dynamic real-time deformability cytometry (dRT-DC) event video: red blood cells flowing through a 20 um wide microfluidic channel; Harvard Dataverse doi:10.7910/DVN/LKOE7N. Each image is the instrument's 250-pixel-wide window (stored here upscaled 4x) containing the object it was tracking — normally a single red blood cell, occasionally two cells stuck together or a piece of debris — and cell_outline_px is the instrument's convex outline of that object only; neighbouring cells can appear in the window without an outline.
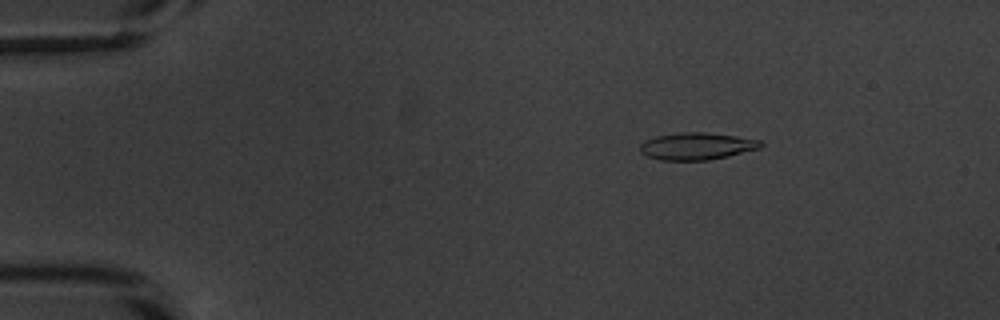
{"species": "common noctule bat (a hibernating species)", "species_latin": "Nyctalus noctula", "temperature_condition": "warm", "stored_images_in_passage": 53, "camera_frame_rate_fps": 3000, "um_per_image_px": 0.085, "animal": {"sex": "male", "body_mass_g": 20.1, "forearm_length_mm": 53.5}, "frame": {"image": 1, "passage_image": 9, "time_ms": 2.667, "image_size_px": [1000, 320], "cell_outline_px": [[764, 144], [760, 148], [728, 156], [708, 160], [660, 160], [648, 156], [640, 152], [640, 144], [644, 140], [656, 136], [680, 132], [704, 132], [736, 136], [760, 140]], "centroid_in_image_um": [59.21, 12.42], "position_along_channel_um": 25.8, "area_um2": 19.07}}
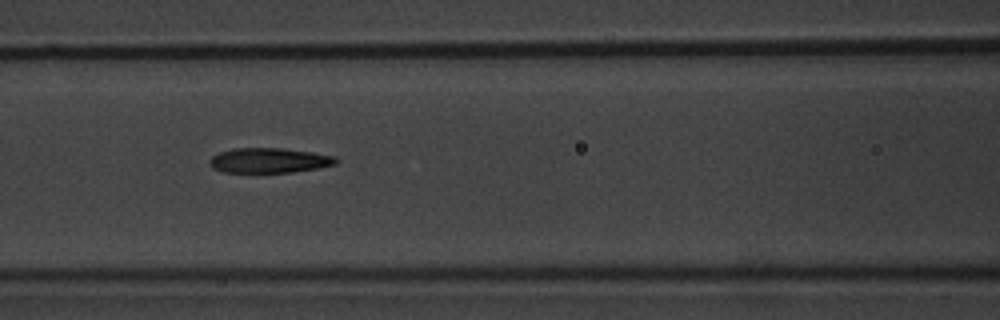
{"frame": {"image": 2, "passage_image": 24, "time_ms": 7.667, "image_size_px": [1000, 320], "cell_outline_px": [[340, 160], [336, 164], [316, 168], [292, 172], [224, 172], [212, 168], [208, 164], [208, 160], [212, 156], [220, 152], [236, 148], [280, 148], [312, 152], [336, 156]], "centroid_in_image_um": [22.88, 13.63], "position_along_channel_um": 143.7, "area_um2": 18.38}}
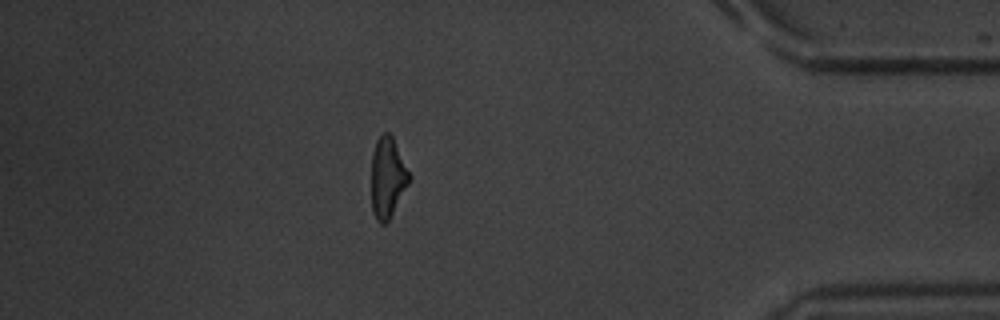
{"frame": {"image": 3, "passage_image": 47, "time_ms": 15.333, "image_size_px": [1000, 320], "cell_outline_px": [[412, 180], [388, 220], [384, 224], [380, 224], [376, 220], [372, 212], [372, 152], [376, 140], [384, 132], [388, 132], [392, 136], [412, 176]], "centroid_in_image_um": [32.96, 15.09], "position_along_channel_um": 402.2, "area_um2": 17.92}, "authors_computed_cell_mechanics": {"area_um2": 18.785, "velocity_mm_per_s": 3.8478, "shape_relaxation_time_tau1_ms": 4.2516, "shape_relaxation_time_tau2_ms": 3.2729, "deformation_change_tau1": 0.1738, "deformation_change_tau2": 0.1385}}